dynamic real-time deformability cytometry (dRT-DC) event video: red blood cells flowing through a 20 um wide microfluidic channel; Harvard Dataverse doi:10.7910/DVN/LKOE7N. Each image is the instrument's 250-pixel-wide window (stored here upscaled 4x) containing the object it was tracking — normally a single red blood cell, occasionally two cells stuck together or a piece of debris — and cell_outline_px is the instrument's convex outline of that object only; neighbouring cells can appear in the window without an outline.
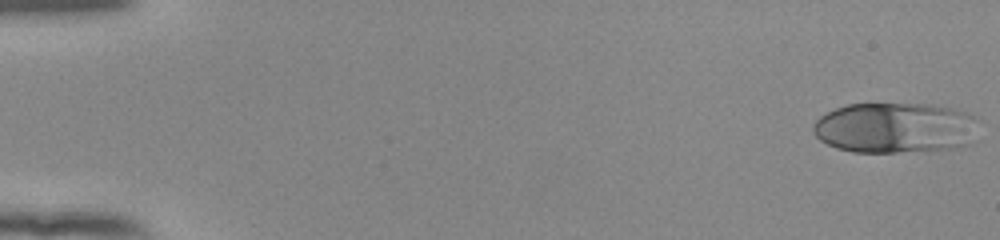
{"species": "human", "species_latin": "Homo sapiens", "temperature_condition": "room temperature", "stored_images_in_passage": 53, "camera_frame_rate_fps": 3000, "um_per_image_px": 0.085, "donor": {"sex": "female"}, "frame": {"image": 1, "passage_image": 1, "time_ms": 0.0, "image_size_px": [1000, 240], "cell_outline_px": [[972, 144], [952, 148], [896, 152], [852, 152], [836, 148], [820, 140], [816, 136], [812, 128], [812, 124], [820, 116], [836, 108], [848, 104], [932, 104], [952, 108], [968, 112], [972, 116]], "centroid_in_image_um": [76.01, 10.86], "position_along_channel_um": 9.0, "area_um2": 48.38}}
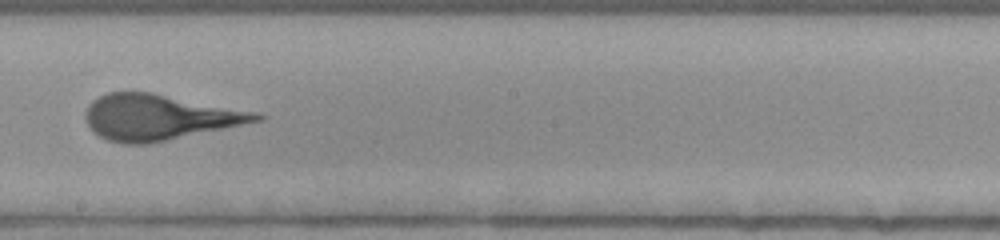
{"frame": {"image": 2, "passage_image": 31, "time_ms": 10.0, "image_size_px": [1000, 240], "cell_outline_px": [[264, 120], [148, 144], [124, 144], [108, 140], [92, 132], [88, 128], [84, 116], [84, 112], [88, 104], [92, 100], [108, 92], [152, 92], [252, 112], [264, 116]], "centroid_in_image_um": [13.42, 9.97], "position_along_channel_um": 234.8, "area_um2": 45.03}}
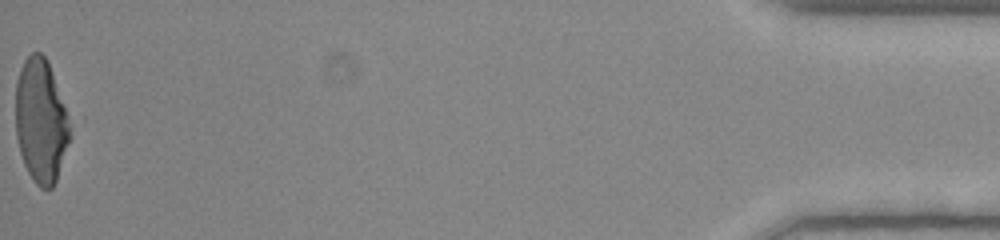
{"frame": {"image": 3, "passage_image": 53, "time_ms": 17.333, "image_size_px": [1000, 240], "cell_outline_px": [[76, 120], [72, 136], [56, 180], [52, 188], [40, 188], [36, 184], [28, 172], [24, 164], [20, 152], [16, 136], [16, 80], [20, 68], [24, 60], [32, 52], [40, 52], [44, 56]], "centroid_in_image_um": [3.56, 10.26], "position_along_channel_um": 431.6, "area_um2": 40.69}}